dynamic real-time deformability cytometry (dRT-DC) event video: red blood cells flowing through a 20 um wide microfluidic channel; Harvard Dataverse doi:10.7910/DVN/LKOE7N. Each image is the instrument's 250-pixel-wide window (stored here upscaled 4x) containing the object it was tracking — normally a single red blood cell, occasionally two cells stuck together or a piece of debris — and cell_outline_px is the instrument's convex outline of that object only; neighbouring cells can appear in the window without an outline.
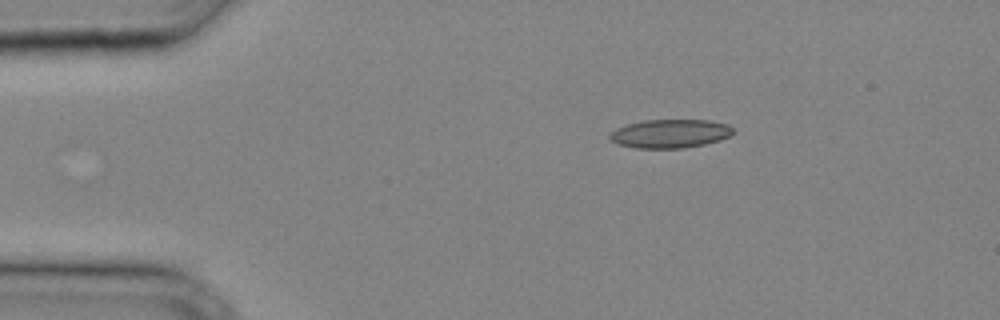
{"species": "common noctule bat (a hibernating species)", "species_latin": "Nyctalus noctula", "temperature_condition": "cold", "stored_images_in_passage": 27, "camera_frame_rate_fps": 3000, "um_per_image_px": 0.085, "animal": {"sex": "male", "body_mass_g": 20.4}, "frame": {"image": 1, "passage_image": 1, "time_ms": 0.0, "image_size_px": [1000, 320], "cell_outline_px": [[732, 132], [728, 136], [720, 140], [704, 144], [684, 148], [636, 148], [620, 144], [612, 140], [608, 136], [616, 128], [628, 124], [644, 120], [708, 120], [728, 124], [732, 128]], "centroid_in_image_um": [56.96, 11.35], "position_along_channel_um": 28.0, "area_um2": 20.35}}
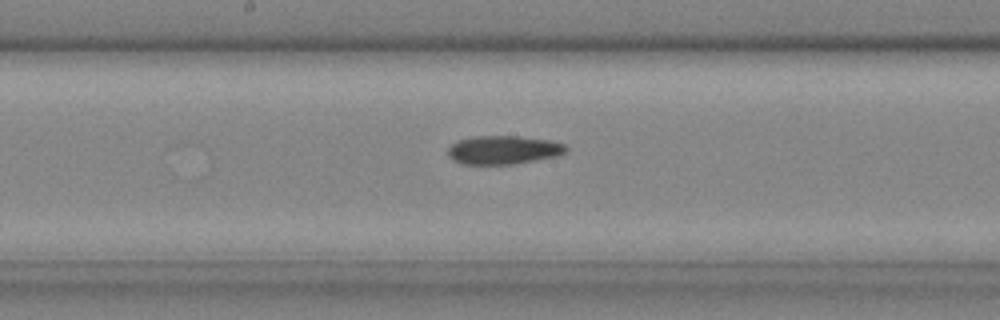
{"frame": {"image": 2, "passage_image": 13, "time_ms": 4.0, "image_size_px": [1000, 320], "cell_outline_px": [[568, 152], [556, 156], [516, 164], [460, 164], [452, 160], [448, 156], [448, 148], [452, 144], [460, 140], [476, 136], [516, 136], [548, 140], [564, 144], [568, 148]], "centroid_in_image_um": [42.79, 12.75], "position_along_channel_um": 205.4, "area_um2": 19.65}}
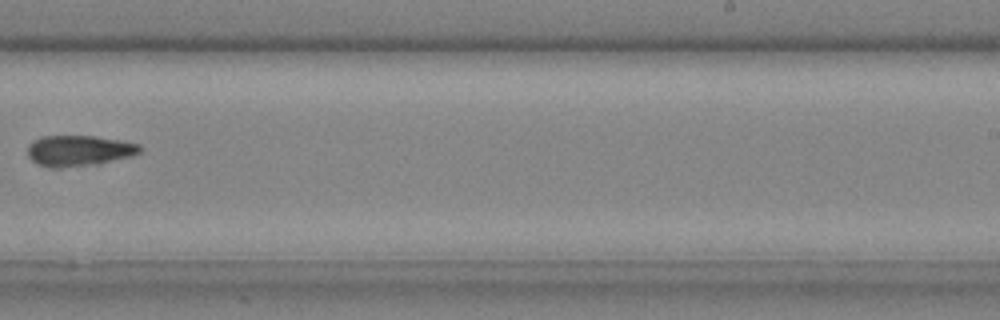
{"frame": {"image": 3, "passage_image": 17, "time_ms": 5.333, "image_size_px": [1000, 320], "cell_outline_px": [[144, 148], [140, 152], [132, 156], [100, 164], [60, 168], [48, 168], [36, 164], [28, 156], [28, 144], [32, 140], [44, 136], [92, 136], [120, 140], [140, 144]], "centroid_in_image_um": [6.71, 12.82], "position_along_channel_um": 282.3, "area_um2": 20.52}}